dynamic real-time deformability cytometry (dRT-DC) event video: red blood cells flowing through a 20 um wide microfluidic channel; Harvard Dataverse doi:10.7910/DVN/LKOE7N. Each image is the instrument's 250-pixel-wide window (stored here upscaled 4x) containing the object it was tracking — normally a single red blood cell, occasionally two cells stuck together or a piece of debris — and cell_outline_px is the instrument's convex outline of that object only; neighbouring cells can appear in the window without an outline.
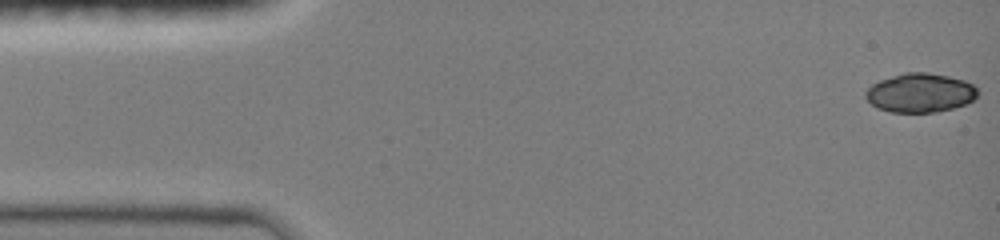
{"species": "common noctule bat (a hibernating species)", "species_latin": "Nyctalus noctula", "temperature_condition": "room temperature", "stored_images_in_passage": 21, "camera_frame_rate_fps": 3000, "um_per_image_px": 0.085, "animal": {"sex": "female", "body_mass_g": 19.0, "forearm_length_mm": 51.5}, "frame": {"image": 1, "passage_image": 1, "time_ms": 0.0, "image_size_px": [1000, 240], "cell_outline_px": [[980, 92], [972, 100], [964, 104], [952, 108], [936, 112], [892, 112], [876, 108], [864, 96], [864, 92], [872, 84], [880, 80], [904, 72], [924, 72], [948, 76], [964, 80], [972, 84]], "centroid_in_image_um": [78.19, 7.89], "position_along_channel_um": 6.8, "area_um2": 25.43}}
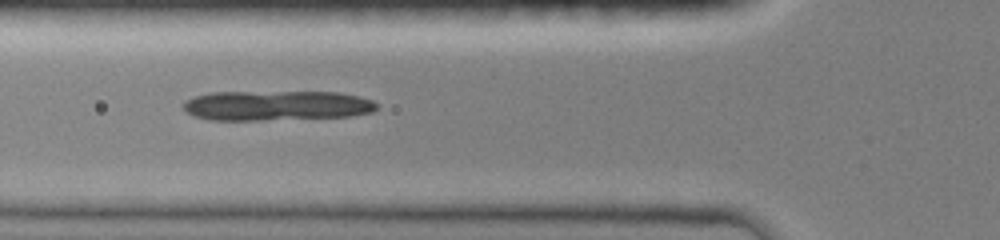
{"frame": {"image": 2, "passage_image": 7, "time_ms": 5.333, "image_size_px": [1000, 240], "cell_outline_px": [[376, 108], [372, 112], [352, 116], [264, 120], [208, 120], [192, 116], [184, 112], [184, 100], [196, 96], [212, 92], [336, 92], [356, 96], [372, 100], [376, 104]], "centroid_in_image_um": [23.44, 8.98], "position_along_channel_um": 102.4, "area_um2": 33.81}}